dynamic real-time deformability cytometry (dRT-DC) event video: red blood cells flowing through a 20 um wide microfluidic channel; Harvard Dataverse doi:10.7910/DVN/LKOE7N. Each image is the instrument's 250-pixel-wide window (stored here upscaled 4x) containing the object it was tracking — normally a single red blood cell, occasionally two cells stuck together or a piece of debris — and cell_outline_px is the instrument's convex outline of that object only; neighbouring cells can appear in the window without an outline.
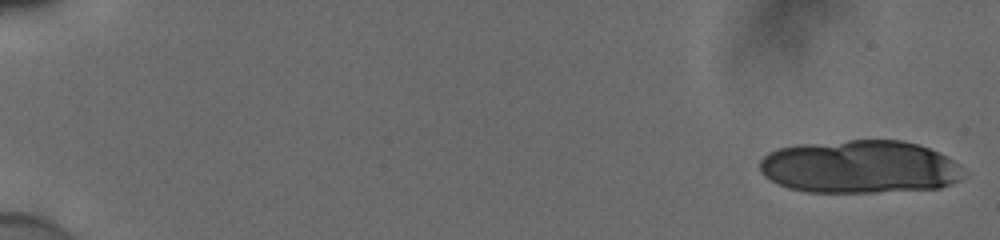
{"species": "human", "species_latin": "Homo sapiens", "temperature_condition": "cold", "stored_images_in_passage": 11, "camera_frame_rate_fps": 3000, "um_per_image_px": 0.085, "donor": {"sex": "male"}, "frame": {"image": 1, "passage_image": 1, "time_ms": 0.0, "image_size_px": [1000, 240], "cell_outline_px": [[968, 176], [960, 180], [940, 188], [876, 192], [808, 192], [788, 188], [764, 176], [760, 172], [760, 160], [768, 152], [776, 148], [800, 144], [848, 140], [900, 140], [920, 144], [960, 164], [968, 172]], "centroid_in_image_um": [73.11, 14.18], "position_along_channel_um": 11.9, "area_um2": 63.52}}